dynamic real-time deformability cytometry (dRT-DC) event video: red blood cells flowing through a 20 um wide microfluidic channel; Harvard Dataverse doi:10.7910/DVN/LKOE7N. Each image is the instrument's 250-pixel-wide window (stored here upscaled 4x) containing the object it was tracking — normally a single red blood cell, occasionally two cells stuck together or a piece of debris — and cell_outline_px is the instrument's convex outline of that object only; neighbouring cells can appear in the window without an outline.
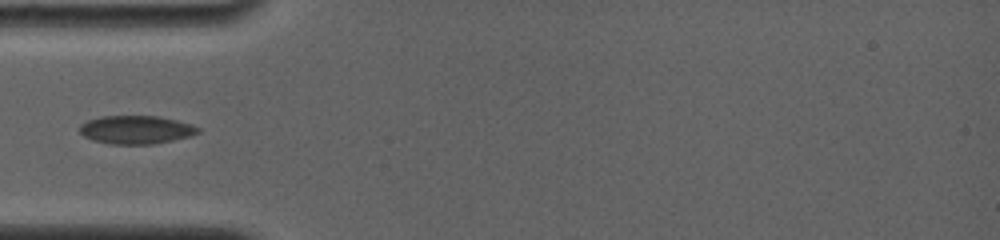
{"species": "common noctule bat (a hibernating species)", "species_latin": "Nyctalus noctula", "temperature_condition": "room temperature", "stored_images_in_passage": 2, "camera_frame_rate_fps": 4000, "um_per_image_px": 0.085, "animal": {"sex": "female", "body_mass_g": 19.0, "forearm_length_mm": 56.7}, "frame": {"image": 1, "passage_image": 2, "time_ms": 1.0, "image_size_px": [1000, 240], "cell_outline_px": [[200, 132], [188, 136], [172, 140], [152, 144], [112, 144], [92, 140], [84, 136], [80, 132], [80, 124], [88, 120], [100, 116], [160, 116], [192, 124], [200, 128]], "centroid_in_image_um": [11.56, 11.02], "position_along_channel_um": 73.4, "area_um2": 19.48}}